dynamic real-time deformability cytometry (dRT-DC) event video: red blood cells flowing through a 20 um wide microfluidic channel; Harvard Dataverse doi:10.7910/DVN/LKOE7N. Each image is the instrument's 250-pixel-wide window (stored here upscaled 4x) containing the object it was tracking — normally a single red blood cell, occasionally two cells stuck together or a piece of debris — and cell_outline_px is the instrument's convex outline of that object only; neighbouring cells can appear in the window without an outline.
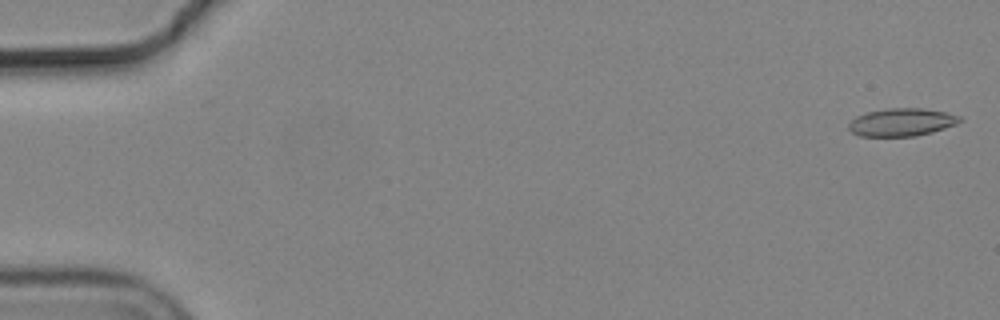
{"species": "common noctule bat (a hibernating species)", "species_latin": "Nyctalus noctula", "temperature_condition": "cold", "stored_images_in_passage": 56, "camera_frame_rate_fps": 3000, "um_per_image_px": 0.085, "animal": {"sex": "male", "body_mass_g": 19.2, "forearm_length_mm": 51.8}, "frame": {"image": 1, "passage_image": 2, "time_ms": 0.333, "image_size_px": [1000, 320], "cell_outline_px": [[964, 120], [956, 124], [932, 132], [916, 136], [860, 136], [852, 132], [848, 128], [848, 124], [856, 116], [868, 112], [888, 108], [920, 108], [948, 112], [960, 116]], "centroid_in_image_um": [76.67, 10.38], "position_along_channel_um": 8.3, "area_um2": 18.03}}
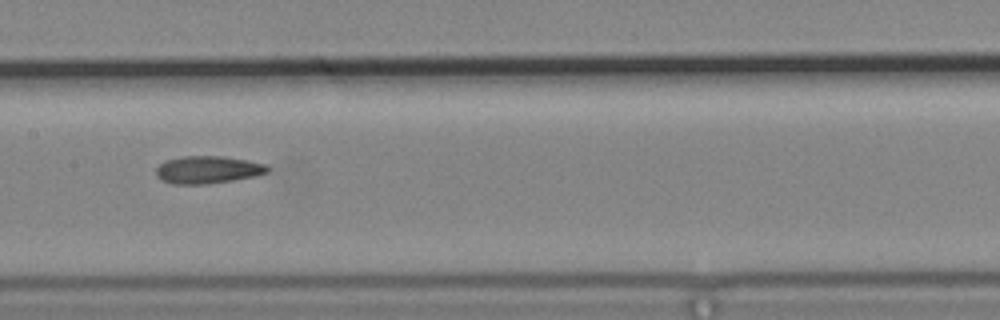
{"frame": {"image": 2, "passage_image": 29, "time_ms": 9.333, "image_size_px": [1000, 320], "cell_outline_px": [[272, 168], [268, 172], [256, 176], [232, 180], [204, 184], [172, 184], [156, 176], [156, 168], [164, 160], [180, 156], [220, 156], [248, 160], [268, 164]], "centroid_in_image_um": [17.69, 14.41], "position_along_channel_um": 189.7, "area_um2": 18.03}}
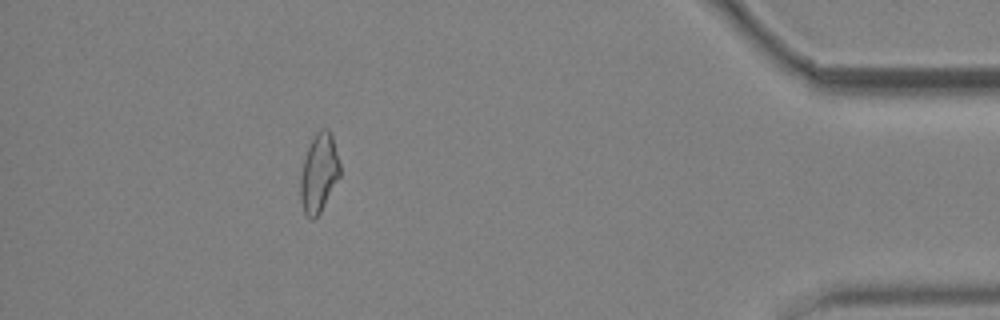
{"frame": {"image": 3, "passage_image": 51, "time_ms": 16.667, "image_size_px": [1000, 320], "cell_outline_px": [[340, 176], [320, 212], [312, 220], [304, 212], [300, 200], [300, 176], [304, 160], [308, 148], [316, 132], [324, 128], [328, 128], [332, 136], [340, 164]], "centroid_in_image_um": [27.11, 14.71], "position_along_channel_um": 408.1, "area_um2": 17.86}, "authors_computed_cell_mechanics": {"area_um2": 18.0336, "velocity_mm_per_s": 3.6903, "shape_relaxation_time_tau1_ms": null, "shape_relaxation_time_tau2_ms": 6.4165, "deformation_change_tau1": null, "deformation_change_tau2": 0.1625}}